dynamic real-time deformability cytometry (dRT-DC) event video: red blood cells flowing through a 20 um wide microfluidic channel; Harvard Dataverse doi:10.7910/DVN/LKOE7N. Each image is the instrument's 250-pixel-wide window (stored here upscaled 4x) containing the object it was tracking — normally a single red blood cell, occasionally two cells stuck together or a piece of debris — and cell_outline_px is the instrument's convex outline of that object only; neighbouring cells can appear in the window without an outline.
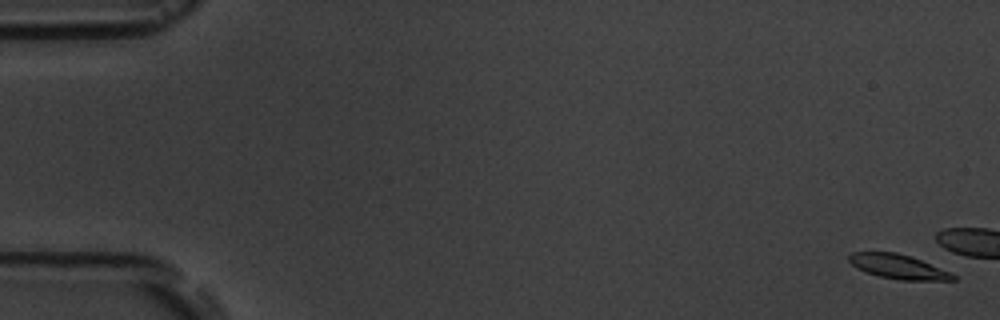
{"species": "common noctule bat (a hibernating species)", "species_latin": "Nyctalus noctula", "temperature_condition": "room temperature", "stored_images_in_passage": 6, "camera_frame_rate_fps": 3000, "um_per_image_px": 0.085, "animal": {"sex": "male", "body_mass_g": 19.5, "forearm_length_mm": 54.6}, "frame": {"image": 1, "passage_image": 1, "time_ms": 0.0, "image_size_px": [1000, 320], "cell_outline_px": [[956, 280], [900, 280], [880, 276], [856, 268], [848, 260], [848, 256], [852, 252], [896, 252], [912, 256], [952, 272], [956, 276]], "centroid_in_image_um": [76.39, 22.65], "position_along_channel_um": 8.6, "area_um2": 14.85}}